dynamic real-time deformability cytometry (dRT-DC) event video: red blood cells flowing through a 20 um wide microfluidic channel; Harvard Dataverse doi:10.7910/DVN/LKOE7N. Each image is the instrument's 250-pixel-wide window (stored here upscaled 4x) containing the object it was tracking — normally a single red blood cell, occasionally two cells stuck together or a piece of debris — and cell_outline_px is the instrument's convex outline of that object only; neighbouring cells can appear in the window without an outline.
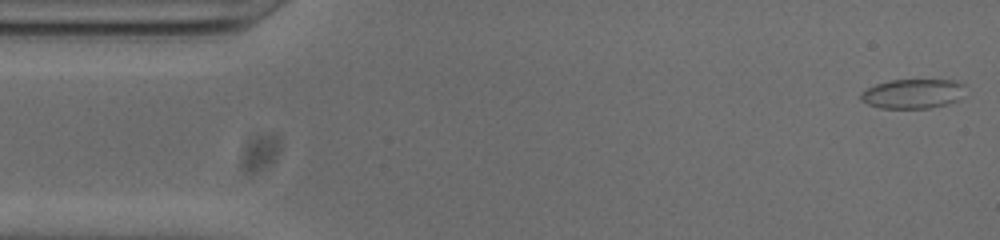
{"species": "common noctule bat (a hibernating species)", "species_latin": "Nyctalus noctula", "temperature_condition": "cold", "stored_images_in_passage": 54, "camera_frame_rate_fps": 3000, "um_per_image_px": 0.085, "animal": {"sex": "male", "body_mass_g": 20.0, "forearm_length_mm": 53.3}, "frame": {"image": 1, "passage_image": 1, "time_ms": 0.0, "image_size_px": [1000, 240], "cell_outline_px": [[964, 84], [956, 100], [944, 104], [928, 108], [880, 108], [868, 104], [860, 100], [860, 92], [876, 84], [888, 80], [952, 80]], "centroid_in_image_um": [77.48, 7.96], "position_along_channel_um": 7.5, "area_um2": 17.57}}
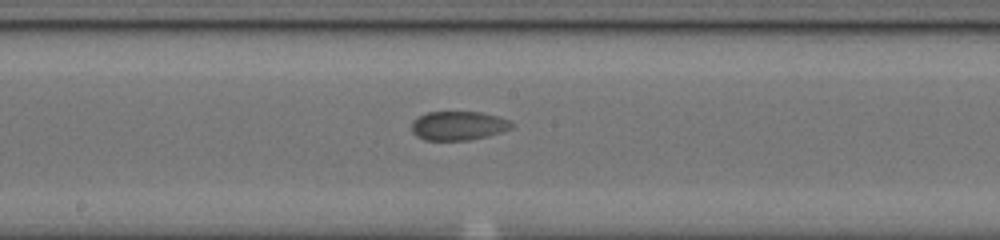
{"frame": {"image": 2, "passage_image": 27, "time_ms": 8.667, "image_size_px": [1000, 240], "cell_outline_px": [[512, 128], [500, 132], [468, 140], [424, 140], [416, 136], [412, 132], [412, 120], [428, 112], [480, 112], [500, 116], [508, 120], [512, 124]], "centroid_in_image_um": [38.93, 10.68], "position_along_channel_um": 209.3, "area_um2": 16.76}}
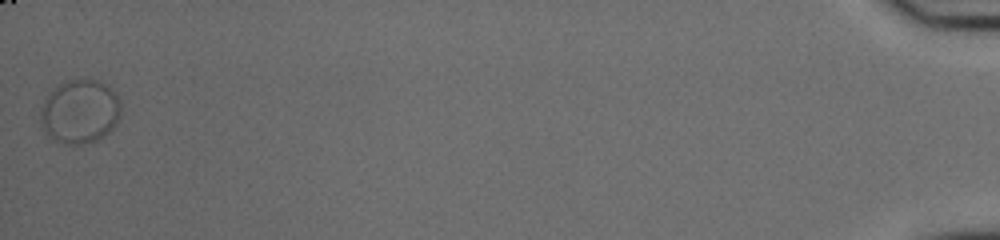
{"frame": {"image": 3, "passage_image": 54, "time_ms": 17.667, "image_size_px": [1000, 240], "cell_outline_px": [[120, 116], [116, 124], [104, 136], [96, 140], [84, 144], [68, 144], [56, 140], [44, 132], [40, 120], [40, 108], [44, 100], [60, 84], [68, 80], [100, 80], [108, 84], [116, 92], [120, 100]], "centroid_in_image_um": [6.82, 9.48], "position_along_channel_um": 428.4, "area_um2": 29.94}}